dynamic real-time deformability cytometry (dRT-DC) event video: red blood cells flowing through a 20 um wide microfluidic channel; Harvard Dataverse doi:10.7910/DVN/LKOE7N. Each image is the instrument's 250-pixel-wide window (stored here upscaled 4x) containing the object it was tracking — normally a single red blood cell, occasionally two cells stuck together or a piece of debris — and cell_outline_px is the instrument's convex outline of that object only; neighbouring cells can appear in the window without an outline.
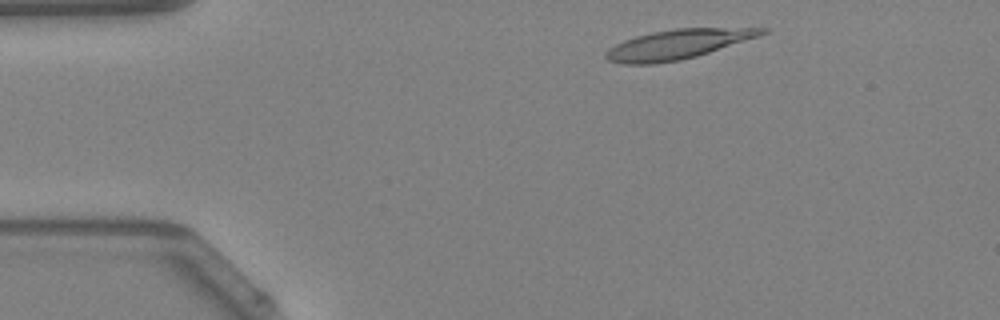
{"species": "Egyptian fruit bat (a non-hibernating species)", "species_latin": "Rousettus aegyptiacus", "temperature_condition": "warm", "stored_images_in_passage": 44, "camera_frame_rate_fps": 3000, "um_per_image_px": 0.085, "animal": {"sex": "female"}, "frame": {"image": 1, "passage_image": 4, "time_ms": 1.0, "image_size_px": [1000, 320], "cell_outline_px": [[768, 32], [760, 36], [696, 56], [680, 60], [652, 64], [624, 64], [608, 60], [604, 56], [604, 52], [608, 48], [624, 40], [636, 36], [652, 32], [672, 28], [768, 28]], "centroid_in_image_um": [57.58, 3.76], "position_along_channel_um": 27.4, "area_um2": 26.76}}
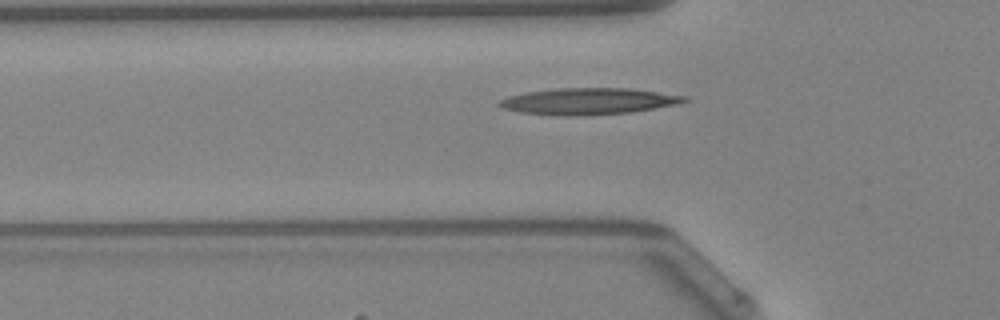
{"frame": {"image": 2, "passage_image": 12, "time_ms": 3.667, "image_size_px": [1000, 320], "cell_outline_px": [[688, 100], [676, 104], [632, 112], [580, 116], [568, 116], [520, 112], [504, 108], [496, 104], [500, 100], [508, 96], [524, 92], [556, 88], [628, 88], [688, 96]], "centroid_in_image_um": [50.0, 8.6], "position_along_channel_um": 75.8, "area_um2": 28.5}}
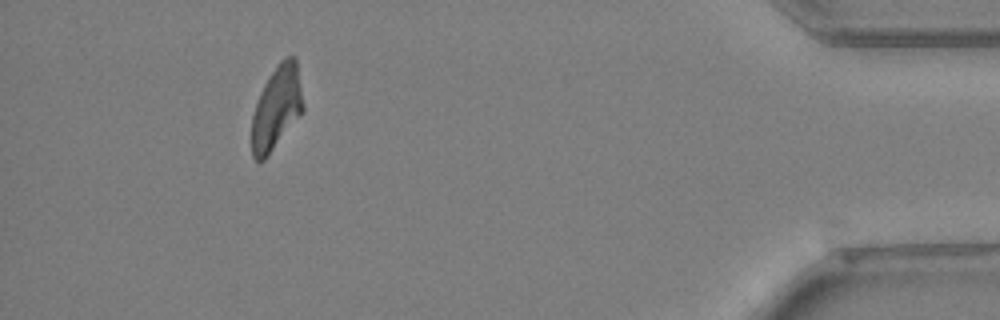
{"frame": {"image": 3, "passage_image": 40, "time_ms": 13.0, "image_size_px": [1000, 320], "cell_outline_px": [[304, 112], [268, 156], [264, 160], [256, 160], [252, 156], [252, 116], [260, 92], [264, 84], [280, 60], [284, 56], [296, 56], [304, 104]], "centroid_in_image_um": [23.54, 9.15], "position_along_channel_um": 411.7, "area_um2": 25.2}}